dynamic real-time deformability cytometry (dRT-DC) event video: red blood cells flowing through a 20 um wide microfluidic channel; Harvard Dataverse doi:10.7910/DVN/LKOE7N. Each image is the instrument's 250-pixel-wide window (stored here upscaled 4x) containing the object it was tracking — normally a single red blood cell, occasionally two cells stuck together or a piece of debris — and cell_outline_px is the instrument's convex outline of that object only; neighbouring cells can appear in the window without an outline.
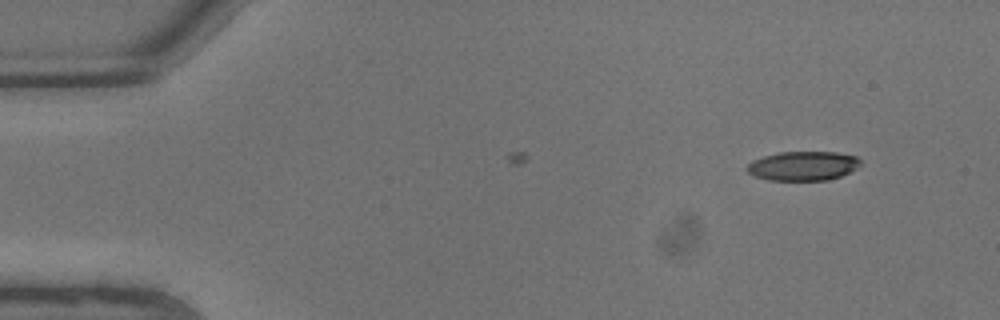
{"species": "common noctule bat (a hibernating species)", "species_latin": "Nyctalus noctula", "temperature_condition": "warm", "stored_images_in_passage": 5, "camera_frame_rate_fps": 3000, "um_per_image_px": 0.085, "animal": {"sex": "male", "body_mass_g": 13.3}, "frame": {"image": 1, "passage_image": 1, "time_ms": 0.0, "image_size_px": [1000, 320], "cell_outline_px": [[860, 164], [856, 168], [840, 176], [828, 180], [768, 180], [756, 176], [748, 172], [744, 168], [752, 160], [764, 156], [780, 152], [836, 152], [856, 156], [860, 160]], "centroid_in_image_um": [68.23, 14.1], "position_along_channel_um": 16.8, "area_um2": 19.25}}